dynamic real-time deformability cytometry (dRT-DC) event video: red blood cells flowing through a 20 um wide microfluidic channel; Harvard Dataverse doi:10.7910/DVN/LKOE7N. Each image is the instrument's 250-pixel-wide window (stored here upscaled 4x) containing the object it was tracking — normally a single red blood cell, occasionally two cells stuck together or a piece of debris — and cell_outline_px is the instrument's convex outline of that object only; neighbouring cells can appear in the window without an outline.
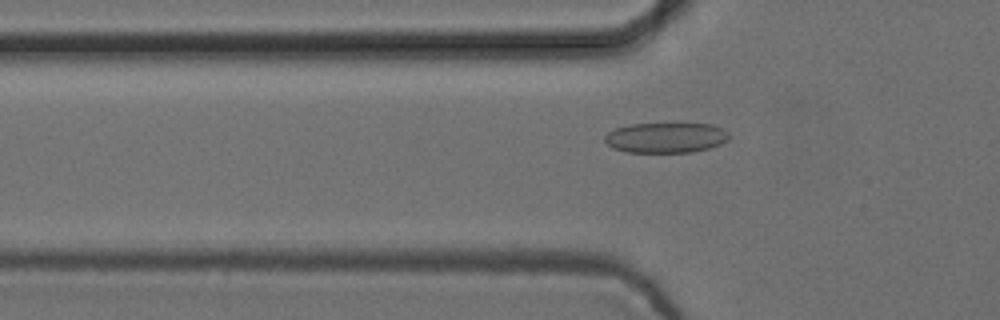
{"species": "common noctule bat (a hibernating species)", "species_latin": "Nyctalus noctula", "temperature_condition": "cold", "stored_images_in_passage": 55, "camera_frame_rate_fps": 3000, "um_per_image_px": 0.085, "animal": {"sex": "female", "body_mass_g": 24.6, "forearm_length_mm": 56.2}, "frame": {"image": 1, "passage_image": 18, "time_ms": 5.667, "image_size_px": [1000, 320], "cell_outline_px": [[728, 140], [720, 144], [708, 148], [692, 152], [624, 152], [612, 148], [604, 140], [604, 136], [608, 132], [616, 128], [628, 124], [712, 124], [728, 132]], "centroid_in_image_um": [56.56, 11.7], "position_along_channel_um": 69.2, "area_um2": 21.85}}
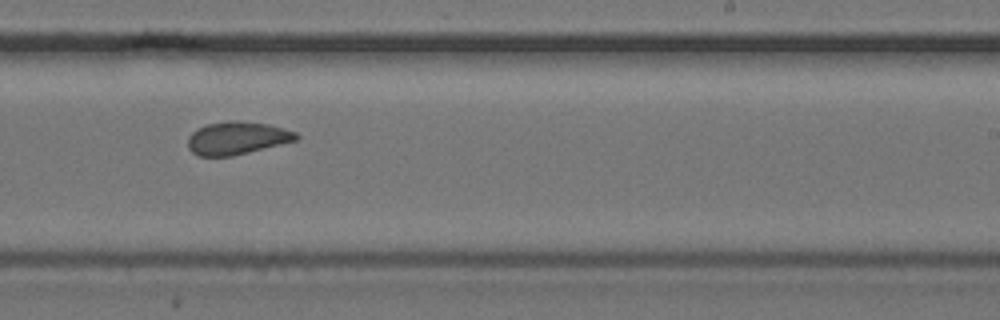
{"frame": {"image": 2, "passage_image": 34, "time_ms": 11.0, "image_size_px": [1000, 320], "cell_outline_px": [[300, 136], [296, 140], [232, 156], [196, 156], [188, 148], [188, 136], [196, 128], [208, 124], [228, 120], [236, 120], [268, 124], [296, 132]], "centroid_in_image_um": [20.1, 11.73], "position_along_channel_um": 268.9, "area_um2": 20.69}}
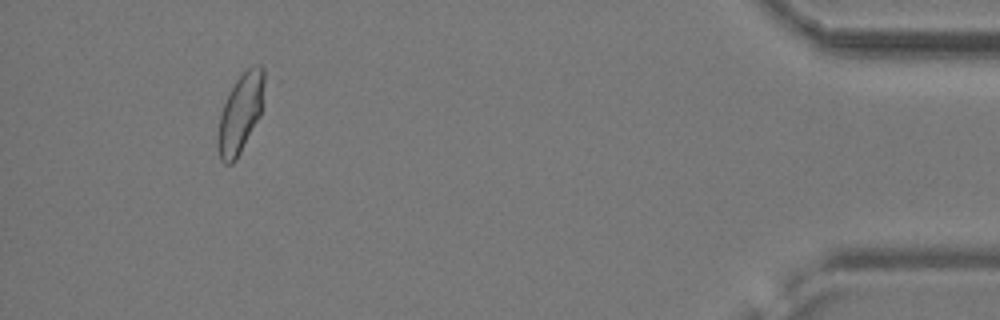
{"frame": {"image": 3, "passage_image": 51, "time_ms": 16.667, "image_size_px": [1000, 320], "cell_outline_px": [[268, 80], [260, 116], [236, 160], [232, 164], [224, 164], [220, 160], [216, 140], [216, 136], [220, 112], [236, 80], [248, 68], [256, 64], [260, 64], [264, 68]], "centroid_in_image_um": [20.47, 9.6], "position_along_channel_um": 414.7, "area_um2": 21.96}, "authors_computed_cell_mechanics": {"area_um2": 21.9062, "velocity_mm_per_s": 3.7312, "shape_relaxation_time_tau1_ms": null, "shape_relaxation_time_tau2_ms": 1.0427, "deformation_change_tau1": null, "deformation_change_tau2": 0.0658}}